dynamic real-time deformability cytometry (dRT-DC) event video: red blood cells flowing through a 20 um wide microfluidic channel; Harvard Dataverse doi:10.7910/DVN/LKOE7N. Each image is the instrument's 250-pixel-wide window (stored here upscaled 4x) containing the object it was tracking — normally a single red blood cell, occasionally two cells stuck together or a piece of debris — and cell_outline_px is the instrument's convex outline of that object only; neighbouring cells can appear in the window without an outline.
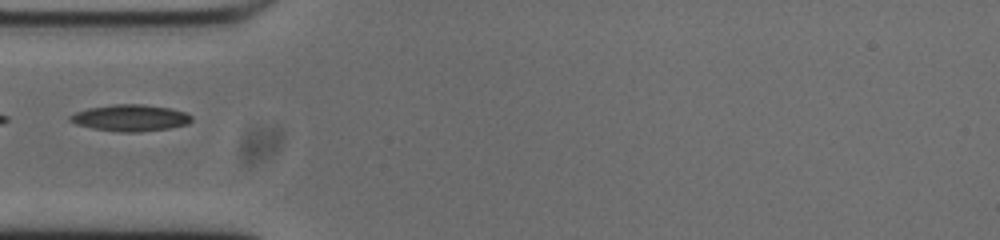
{"species": "common noctule bat (a hibernating species)", "species_latin": "Nyctalus noctula", "temperature_condition": "cold", "stored_images_in_passage": 9, "camera_frame_rate_fps": 3000, "um_per_image_px": 0.085, "animal": {"sex": "male", "body_mass_g": 20.0, "forearm_length_mm": 53.3}, "frame": {"image": 1, "passage_image": 1, "time_ms": 0.0, "image_size_px": [1000, 240], "cell_outline_px": [[192, 120], [188, 124], [168, 128], [140, 132], [120, 132], [92, 128], [76, 124], [68, 120], [68, 116], [76, 112], [88, 108], [116, 104], [144, 104], [172, 108], [184, 112], [192, 116]], "centroid_in_image_um": [11.08, 10.02], "position_along_channel_um": 73.9, "area_um2": 18.84}}
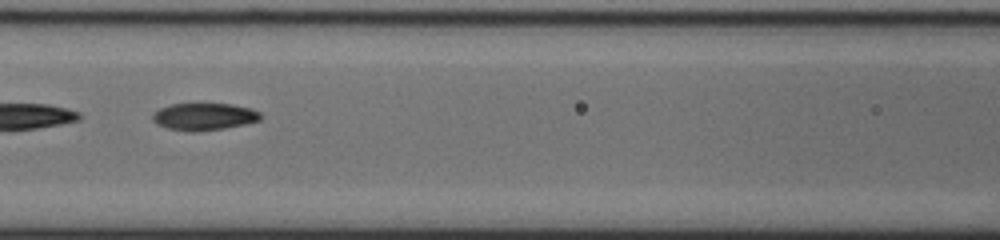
{"frame": {"image": 2, "passage_image": 7, "time_ms": 2.0, "image_size_px": [1000, 240], "cell_outline_px": [[260, 120], [244, 124], [224, 128], [192, 132], [188, 132], [168, 128], [156, 124], [152, 120], [152, 116], [160, 108], [172, 104], [232, 104], [252, 108], [260, 112]], "centroid_in_image_um": [17.34, 9.91], "position_along_channel_um": 149.3, "area_um2": 16.99}}